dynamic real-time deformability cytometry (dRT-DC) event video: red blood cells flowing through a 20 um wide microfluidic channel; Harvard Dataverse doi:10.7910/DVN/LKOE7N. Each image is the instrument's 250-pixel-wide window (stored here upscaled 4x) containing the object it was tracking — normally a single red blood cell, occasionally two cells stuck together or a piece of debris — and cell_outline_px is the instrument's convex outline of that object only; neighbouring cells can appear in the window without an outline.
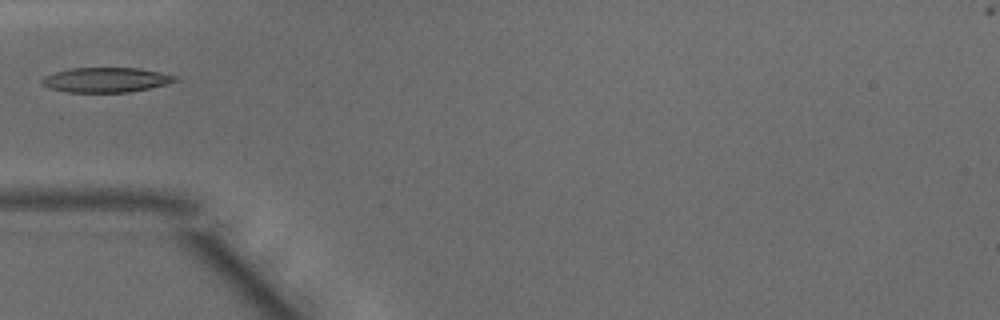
{"species": "common noctule bat (a hibernating species)", "species_latin": "Nyctalus noctula", "temperature_condition": "warm", "stored_images_in_passage": 14, "camera_frame_rate_fps": 3000, "um_per_image_px": 0.085, "animal": {"sex": "male", "body_mass_g": 15.6}, "frame": {"image": 1, "passage_image": 1, "time_ms": 0.0, "image_size_px": [1000, 320], "cell_outline_px": [[176, 80], [168, 84], [128, 92], [68, 92], [48, 88], [40, 84], [40, 80], [44, 76], [56, 72], [72, 68], [140, 68], [160, 72], [176, 76]], "centroid_in_image_um": [8.97, 6.79], "position_along_channel_um": 76.0, "area_um2": 19.19}}
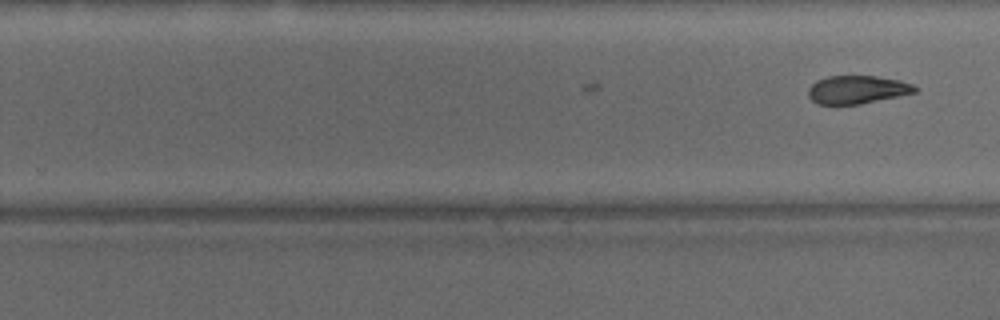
{"frame": {"image": 2, "passage_image": 14, "time_ms": 4.333, "image_size_px": [1000, 320], "cell_outline_px": [[920, 88], [916, 92], [900, 96], [860, 104], [816, 104], [808, 96], [808, 88], [816, 80], [828, 76], [876, 76], [900, 80], [912, 84]], "centroid_in_image_um": [72.87, 7.62], "position_along_channel_um": 256.9, "area_um2": 17.63}}